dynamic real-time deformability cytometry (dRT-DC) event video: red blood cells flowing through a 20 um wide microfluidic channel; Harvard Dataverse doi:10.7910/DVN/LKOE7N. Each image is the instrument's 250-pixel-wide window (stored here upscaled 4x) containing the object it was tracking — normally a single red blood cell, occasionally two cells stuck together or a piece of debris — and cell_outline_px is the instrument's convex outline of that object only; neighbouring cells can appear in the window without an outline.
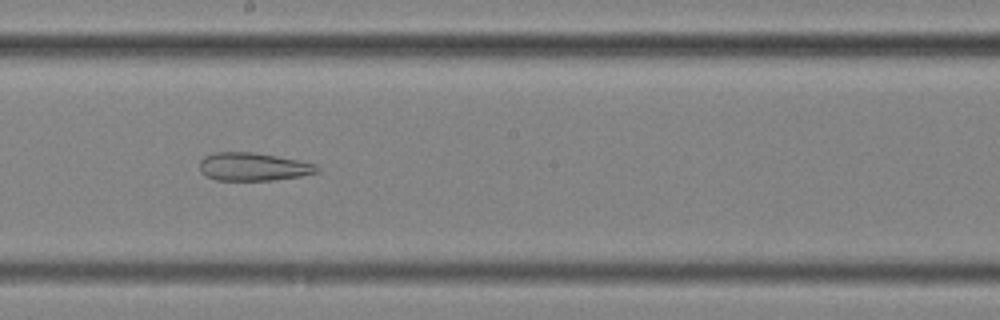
{"species": "common noctule bat (a hibernating species)", "species_latin": "Nyctalus noctula", "temperature_condition": "cold", "stored_images_in_passage": 56, "camera_frame_rate_fps": 3000, "um_per_image_px": 0.085, "animal": {"sex": "female", "body_mass_g": 25.1}, "frame": {"image": 1, "passage_image": 32, "time_ms": 10.333, "image_size_px": [1000, 320], "cell_outline_px": [[320, 172], [300, 176], [272, 180], [216, 180], [204, 176], [200, 172], [200, 160], [204, 156], [212, 152], [252, 152], [276, 156], [316, 164], [320, 168]], "centroid_in_image_um": [21.49, 14.17], "position_along_channel_um": 226.7, "area_um2": 19.31}}
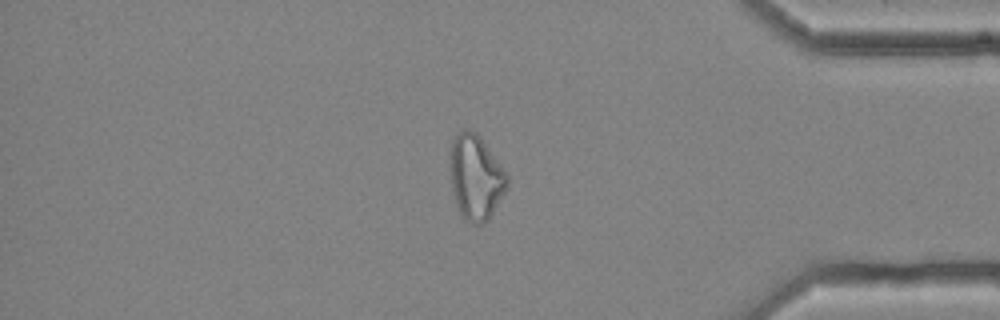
{"frame": {"image": 2, "passage_image": 48, "time_ms": 15.667, "image_size_px": [1000, 320], "cell_outline_px": [[508, 188], [488, 220], [480, 224], [472, 224], [464, 220], [456, 204], [452, 188], [452, 140], [456, 132], [464, 128], [468, 128], [476, 132], [480, 136], [500, 164], [508, 176]], "centroid_in_image_um": [40.46, 15.07], "position_along_channel_um": 394.7, "area_um2": 27.98}}